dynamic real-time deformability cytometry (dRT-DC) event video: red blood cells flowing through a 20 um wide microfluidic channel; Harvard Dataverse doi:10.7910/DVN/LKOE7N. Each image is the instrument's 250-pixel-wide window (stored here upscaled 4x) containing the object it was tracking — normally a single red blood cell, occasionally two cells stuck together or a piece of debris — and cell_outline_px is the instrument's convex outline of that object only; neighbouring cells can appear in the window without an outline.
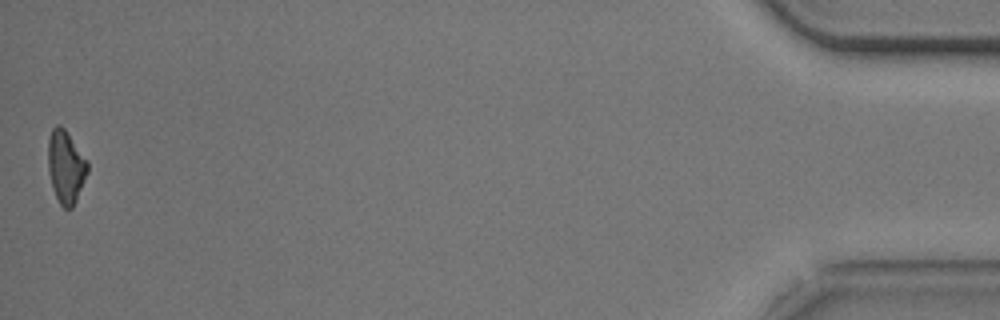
{"species": "common noctule bat (a hibernating species)", "species_latin": "Nyctalus noctula", "temperature_condition": "cold", "stored_images_in_passage": 42, "camera_frame_rate_fps": 3000, "um_per_image_px": 0.085, "animal": {"sex": "male", "body_mass_g": 20.5, "forearm_length_mm": 52.5}, "frame": {"image": 1, "passage_image": 42, "time_ms": 13.667, "image_size_px": [1000, 320], "cell_outline_px": [[88, 172], [76, 200], [72, 208], [64, 208], [60, 204], [52, 188], [48, 172], [48, 140], [52, 128], [56, 124], [60, 124], [64, 128], [88, 160]], "centroid_in_image_um": [5.59, 14.15], "position_along_channel_um": 429.6, "area_um2": 16.82}, "authors_computed_cell_mechanics": {"area_um2": 18.4093, "velocity_mm_per_s": 3.7639, "shape_relaxation_time_tau1_ms": 3.1688, "shape_relaxation_time_tau2_ms": null, "deformation_change_tau1": 0.1415, "deformation_change_tau2": null}}